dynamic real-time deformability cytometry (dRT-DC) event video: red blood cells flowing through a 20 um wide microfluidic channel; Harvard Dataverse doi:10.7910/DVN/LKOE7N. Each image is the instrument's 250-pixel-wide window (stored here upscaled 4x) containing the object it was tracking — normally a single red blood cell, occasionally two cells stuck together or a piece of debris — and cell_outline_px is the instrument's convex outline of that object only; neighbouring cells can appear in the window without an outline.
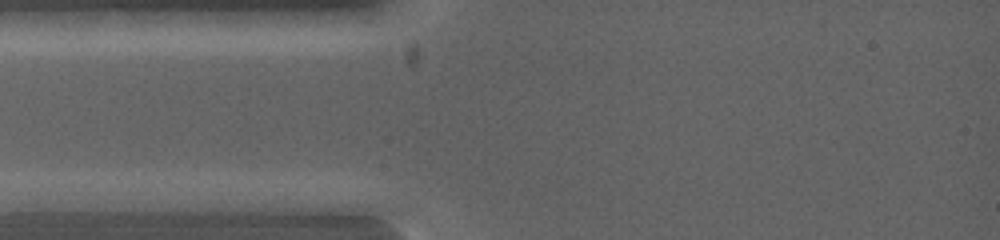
{"species": "common noctule bat (a hibernating species)", "species_latin": "Nyctalus noctula", "temperature_condition": "warm", "stored_images_in_passage": 6, "segment_of_instrument_passage": [1, 2], "camera_frame_rate_fps": 5000, "um_per_image_px": 0.085, "animal": {"sex": "female", "body_mass_g": 19.0, "forearm_length_mm": 53.3}, "frame": {"image": 1, "passage_image": 2, "time_ms": 0.6, "image_size_px": [1000, 240], "cell_outline_px": [[124, 200], [84, 212], [28, 212], [16, 208], [12, 200], [36, 192], [96, 192]], "centroid_in_image_um": [5.39, 17.16], "position_along_channel_um": 79.6, "area_um2": 12.54}}